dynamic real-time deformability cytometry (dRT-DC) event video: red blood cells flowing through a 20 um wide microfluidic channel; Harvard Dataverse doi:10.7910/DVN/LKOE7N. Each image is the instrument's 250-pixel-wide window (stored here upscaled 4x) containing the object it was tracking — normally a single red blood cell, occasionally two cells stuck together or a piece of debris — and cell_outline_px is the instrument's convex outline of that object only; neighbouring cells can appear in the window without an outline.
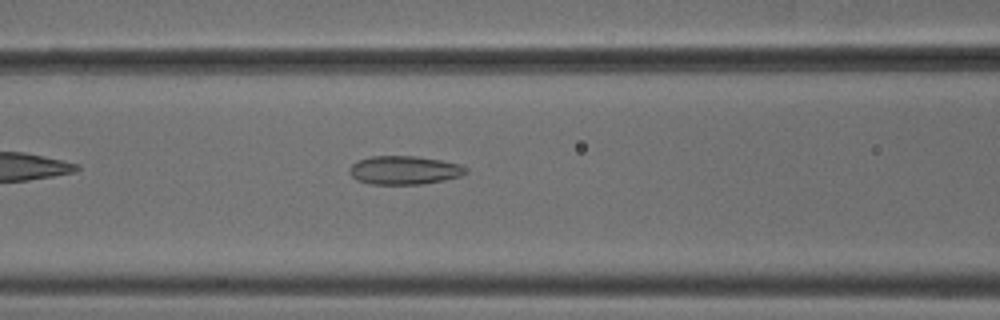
{"species": "common noctule bat (a hibernating species)", "species_latin": "Nyctalus noctula", "temperature_condition": "cold", "stored_images_in_passage": 30, "camera_frame_rate_fps": 3000, "um_per_image_px": 0.085, "animal": {"sex": "male", "body_mass_g": 18.8}, "frame": {"image": 1, "passage_image": 9, "time_ms": 2.667, "image_size_px": [1000, 320], "cell_outline_px": [[468, 172], [460, 176], [444, 180], [420, 184], [372, 184], [356, 180], [348, 172], [348, 168], [356, 160], [372, 156], [416, 156], [440, 160], [460, 164], [468, 168]], "centroid_in_image_um": [34.34, 14.46], "position_along_channel_um": 132.3, "area_um2": 19.48}}
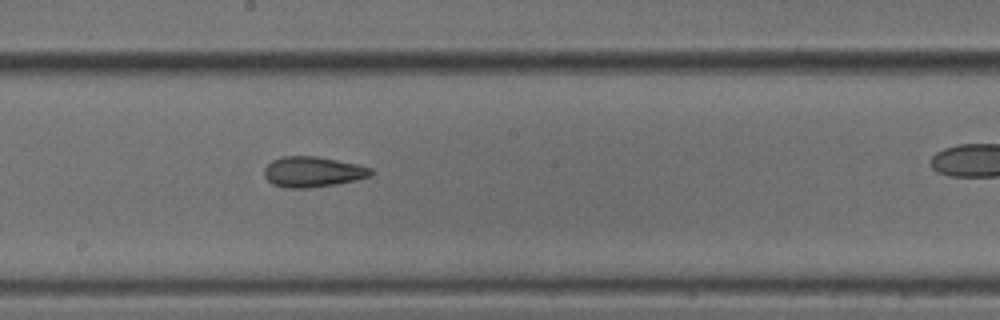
{"frame": {"image": 2, "passage_image": 16, "time_ms": 5.0, "image_size_px": [1000, 320], "cell_outline_px": [[376, 172], [372, 176], [356, 180], [336, 184], [308, 188], [284, 188], [272, 184], [264, 176], [264, 168], [272, 160], [284, 156], [316, 156], [360, 164], [372, 168]], "centroid_in_image_um": [26.63, 14.61], "position_along_channel_um": 221.6, "area_um2": 19.25}}
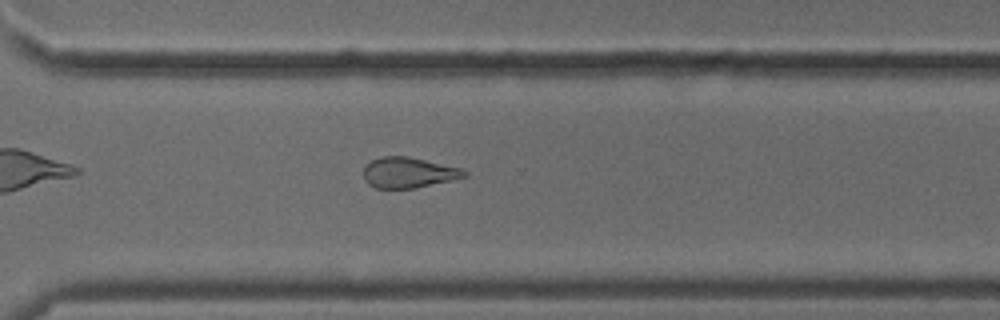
{"frame": {"image": 3, "passage_image": 25, "time_ms": 8.0, "image_size_px": [1000, 320], "cell_outline_px": [[468, 176], [452, 180], [416, 188], [376, 188], [368, 184], [364, 180], [364, 164], [380, 156], [408, 156], [460, 168], [468, 172]], "centroid_in_image_um": [34.7, 14.67], "position_along_channel_um": 335.9, "area_um2": 18.03}}